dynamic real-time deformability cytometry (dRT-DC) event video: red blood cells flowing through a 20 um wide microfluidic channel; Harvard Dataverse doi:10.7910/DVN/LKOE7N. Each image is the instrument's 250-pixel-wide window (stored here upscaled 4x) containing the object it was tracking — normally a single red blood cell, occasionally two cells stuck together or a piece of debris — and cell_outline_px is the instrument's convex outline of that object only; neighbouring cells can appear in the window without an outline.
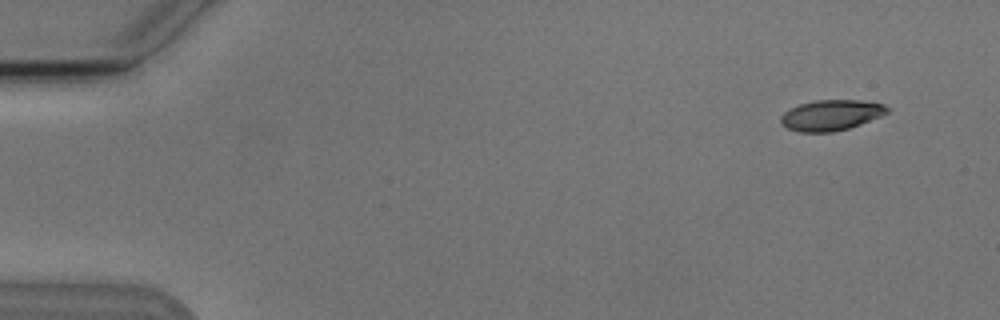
{"species": "Egyptian fruit bat (a non-hibernating species)", "species_latin": "Rousettus aegyptiacus", "temperature_condition": "cold", "stored_images_in_passage": 5, "camera_frame_rate_fps": 3000, "um_per_image_px": 0.085, "animal": {"sex": "male"}, "frame": {"image": 1, "passage_image": 2, "time_ms": 1.0, "image_size_px": [1000, 320], "cell_outline_px": [[888, 112], [880, 116], [860, 124], [848, 128], [832, 132], [800, 132], [788, 128], [780, 124], [780, 116], [784, 112], [800, 104], [816, 100], [860, 100], [884, 104], [888, 108]], "centroid_in_image_um": [70.62, 9.79], "position_along_channel_um": 14.4, "area_um2": 18.84}}